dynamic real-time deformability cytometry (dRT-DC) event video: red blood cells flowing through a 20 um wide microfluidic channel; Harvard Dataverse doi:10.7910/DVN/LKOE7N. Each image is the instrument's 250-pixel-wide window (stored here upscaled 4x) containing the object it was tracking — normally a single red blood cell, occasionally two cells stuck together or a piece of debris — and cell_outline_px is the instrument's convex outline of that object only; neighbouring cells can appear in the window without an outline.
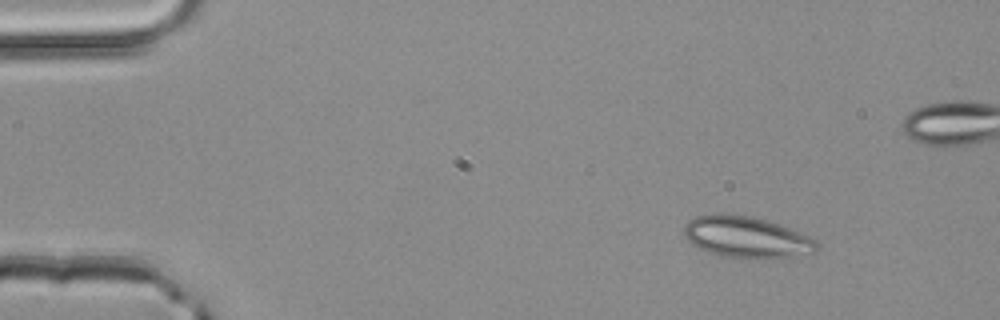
{"species": "common noctule bat (a hibernating species)", "species_latin": "Nyctalus noctula", "temperature_condition": "room temperature", "stored_images_in_passage": 4, "camera_frame_rate_fps": 3000, "um_per_image_px": 0.085, "animal": {"sex": "male", "body_mass_g": 20.4}, "frame": {"image": 1, "passage_image": 1, "time_ms": 0.0, "image_size_px": [1000, 320], "cell_outline_px": [[820, 248], [816, 252], [772, 260], [756, 260], [716, 256], [692, 244], [684, 236], [684, 224], [688, 220], [696, 216], [720, 212], [724, 212], [752, 216], [768, 220], [780, 224], [808, 236], [816, 240], [820, 244]], "centroid_in_image_um": [63.46, 20.17], "position_along_channel_um": 21.5, "area_um2": 33.18}}